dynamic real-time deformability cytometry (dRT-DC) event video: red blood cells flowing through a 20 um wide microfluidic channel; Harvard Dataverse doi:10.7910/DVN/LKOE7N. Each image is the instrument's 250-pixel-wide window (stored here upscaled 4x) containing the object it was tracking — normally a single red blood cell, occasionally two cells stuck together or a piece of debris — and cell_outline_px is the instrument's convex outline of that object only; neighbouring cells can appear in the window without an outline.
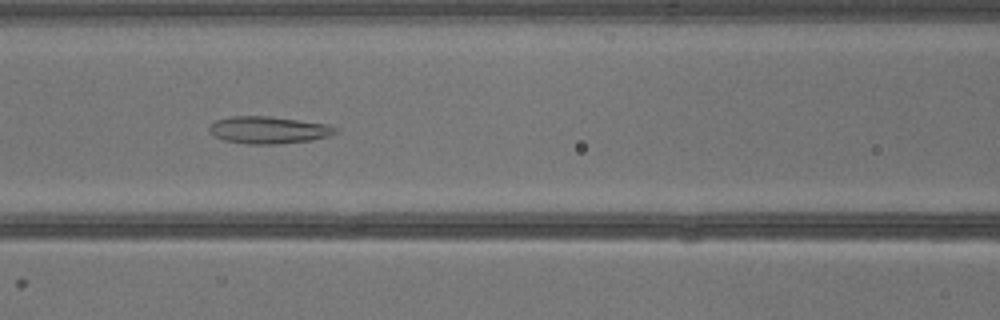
{"species": "common noctule bat (a hibernating species)", "species_latin": "Nyctalus noctula", "temperature_condition": "warm", "stored_images_in_passage": 30, "segment_of_instrument_passage": [1, 2], "camera_frame_rate_fps": 3000, "um_per_image_px": 0.085, "animal": {"sex": "male", "body_mass_g": 13.3}, "frame": {"image": 1, "passage_image": 6, "time_ms": 1.667, "image_size_px": [1000, 320], "cell_outline_px": [[340, 132], [332, 136], [312, 140], [276, 144], [248, 144], [224, 140], [208, 132], [208, 128], [216, 120], [232, 116], [268, 116], [328, 124], [340, 128]], "centroid_in_image_um": [22.9, 11.05], "position_along_channel_um": 143.7, "area_um2": 20.17}}
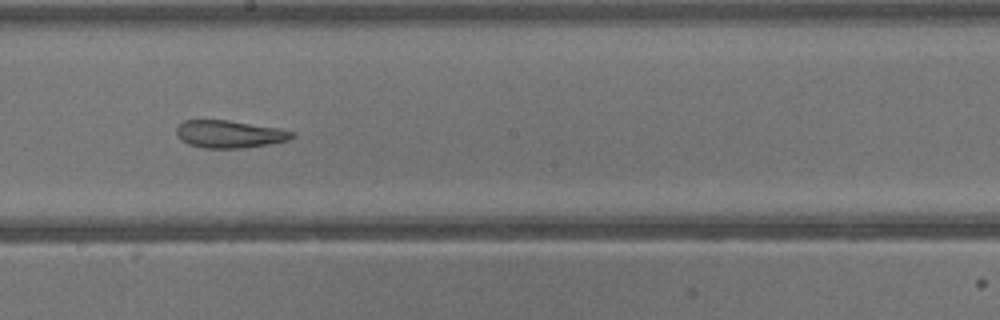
{"frame": {"image": 2, "passage_image": 11, "time_ms": 3.333, "image_size_px": [1000, 320], "cell_outline_px": [[296, 136], [288, 140], [248, 148], [204, 148], [188, 144], [180, 140], [176, 132], [176, 128], [184, 120], [228, 120], [280, 128], [296, 132]], "centroid_in_image_um": [19.53, 11.4], "position_along_channel_um": 228.7, "area_um2": 18.73}}
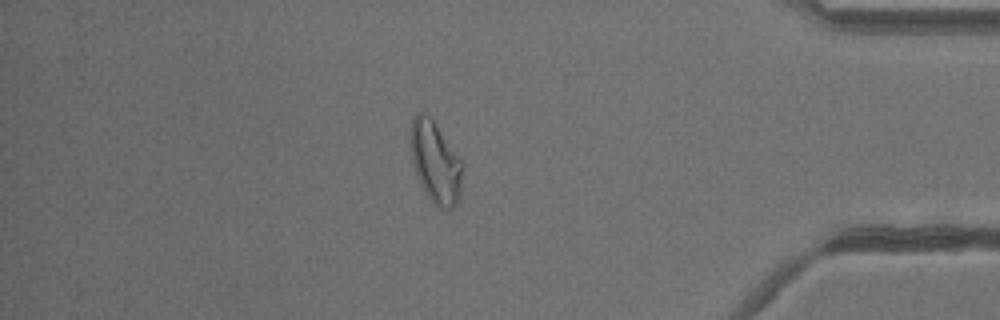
{"frame": {"image": 3, "passage_image": 23, "time_ms": 7.333, "image_size_px": [1000, 320], "cell_outline_px": [[464, 164], [460, 196], [456, 204], [452, 208], [440, 208], [424, 192], [416, 172], [412, 160], [412, 120], [420, 112], [424, 112], [432, 120]], "centroid_in_image_um": [37.05, 13.84], "position_along_channel_um": 398.1, "area_um2": 23.93}}